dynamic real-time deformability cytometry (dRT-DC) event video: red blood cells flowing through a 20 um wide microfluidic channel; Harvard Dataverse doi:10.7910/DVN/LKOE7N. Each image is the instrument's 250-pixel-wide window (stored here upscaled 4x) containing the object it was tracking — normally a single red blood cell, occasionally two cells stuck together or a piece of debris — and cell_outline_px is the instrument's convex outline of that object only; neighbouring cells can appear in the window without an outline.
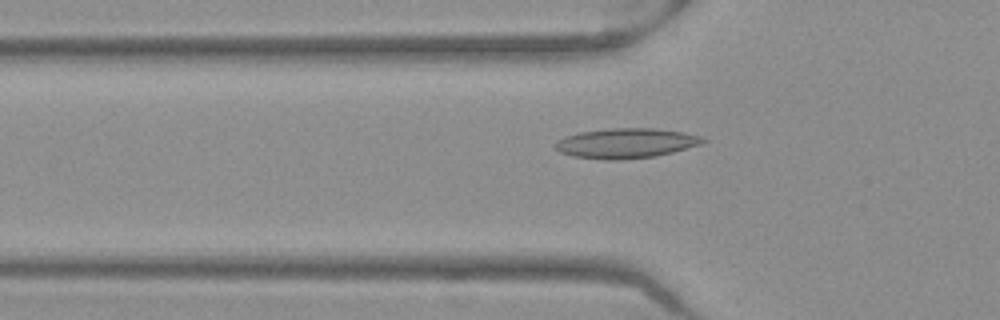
{"species": "Egyptian fruit bat (a non-hibernating species)", "species_latin": "Rousettus aegyptiacus", "temperature_condition": "warm", "stored_images_in_passage": 52, "segment_of_instrument_passage": [1, 2], "camera_frame_rate_fps": 3000, "um_per_image_px": 0.085, "frame": {"image": 1, "passage_image": 17, "time_ms": 5.333, "image_size_px": [1000, 320], "cell_outline_px": [[708, 140], [700, 144], [672, 152], [656, 156], [620, 160], [604, 160], [572, 156], [560, 152], [556, 148], [556, 144], [564, 136], [580, 132], [612, 128], [656, 128], [684, 132], [700, 136]], "centroid_in_image_um": [53.22, 12.17], "position_along_channel_um": 72.6, "area_um2": 25.66}}
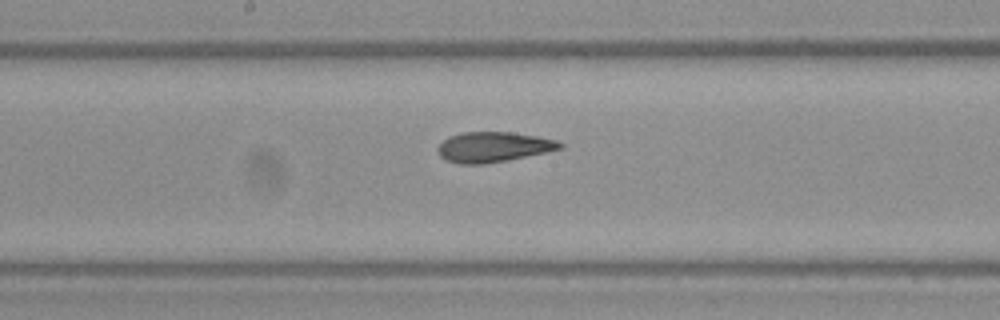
{"frame": {"image": 2, "passage_image": 27, "time_ms": 8.667, "image_size_px": [1000, 320], "cell_outline_px": [[564, 148], [508, 160], [484, 164], [460, 164], [444, 160], [436, 152], [436, 148], [448, 136], [464, 132], [512, 132], [536, 136], [556, 140], [564, 144]], "centroid_in_image_um": [41.9, 12.5], "position_along_channel_um": 206.3, "area_um2": 21.62}}
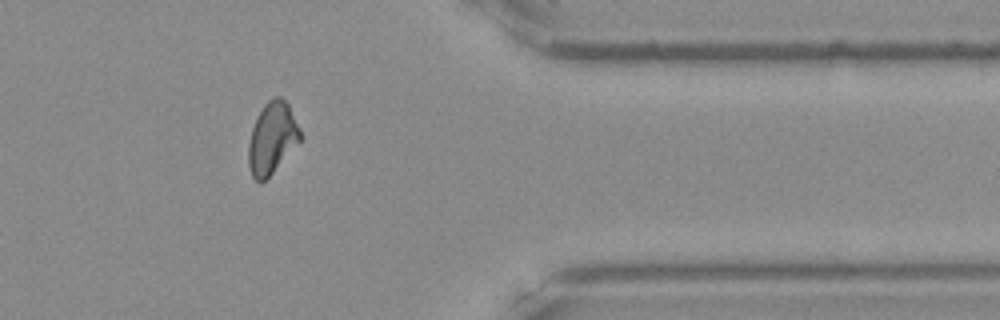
{"frame": {"image": 3, "passage_image": 42, "time_ms": 13.667, "image_size_px": [1000, 320], "cell_outline_px": [[304, 136], [272, 172], [260, 184], [252, 176], [248, 164], [248, 144], [252, 128], [264, 104], [272, 96], [280, 96], [288, 104]], "centroid_in_image_um": [23.13, 11.71], "position_along_channel_um": 388.3, "area_um2": 21.39}}